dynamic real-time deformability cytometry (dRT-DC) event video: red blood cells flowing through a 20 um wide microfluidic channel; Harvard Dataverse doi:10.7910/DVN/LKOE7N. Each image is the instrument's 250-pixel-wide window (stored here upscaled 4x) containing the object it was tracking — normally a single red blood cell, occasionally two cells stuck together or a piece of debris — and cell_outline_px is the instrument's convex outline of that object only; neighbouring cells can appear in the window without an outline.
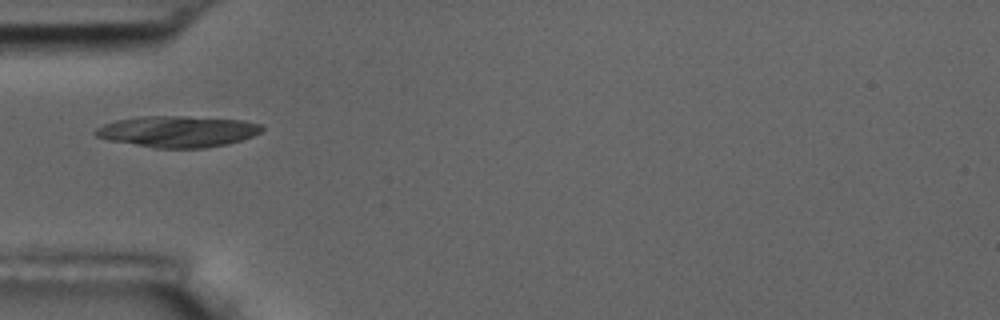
{"species": "common noctule bat (a hibernating species)", "species_latin": "Nyctalus noctula", "temperature_condition": "room temperature", "stored_images_in_passage": 10, "camera_frame_rate_fps": 3000, "um_per_image_px": 0.085, "animal": {"sex": "male", "body_mass_g": 17.5, "forearm_length_mm": 52.3}, "frame": {"image": 1, "passage_image": 5, "time_ms": 5.667, "image_size_px": [1000, 320], "cell_outline_px": [[264, 128], [260, 132], [252, 136], [228, 144], [204, 148], [156, 148], [108, 140], [96, 136], [92, 132], [96, 128], [104, 124], [116, 120], [140, 116], [184, 116], [244, 120], [260, 124]], "centroid_in_image_um": [15.08, 11.17], "position_along_channel_um": 69.9, "area_um2": 30.35}}
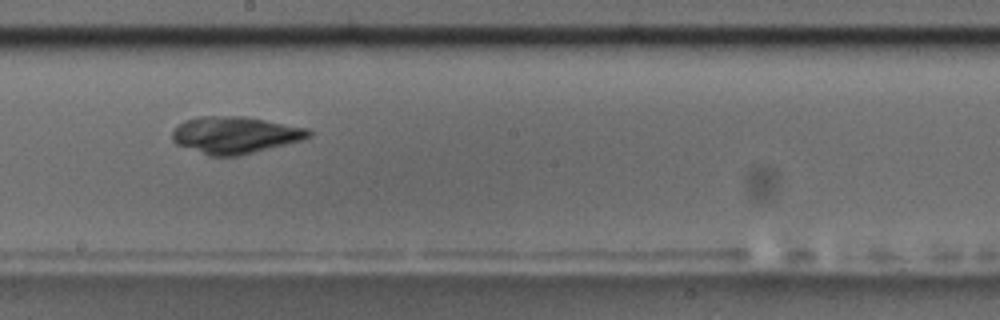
{"frame": {"image": 2, "passage_image": 9, "time_ms": 10.0, "image_size_px": [1000, 320], "cell_outline_px": [[312, 136], [300, 140], [240, 156], [208, 156], [176, 144], [172, 140], [172, 132], [184, 120], [200, 116], [244, 116], [308, 128], [312, 132]], "centroid_in_image_um": [19.96, 11.48], "position_along_channel_um": 228.2, "area_um2": 29.36}}
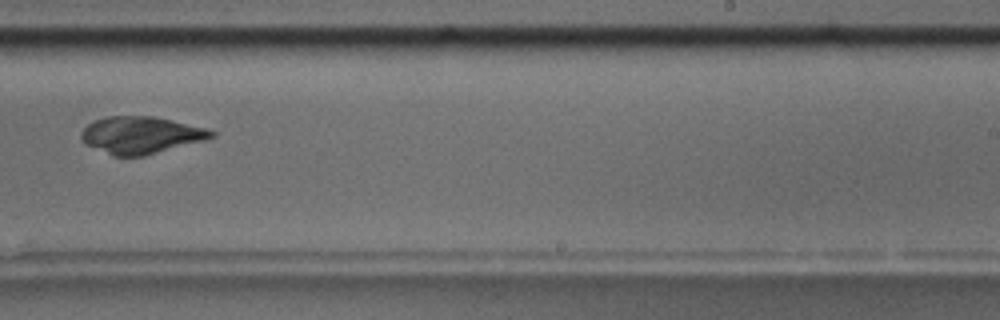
{"frame": {"image": 3, "passage_image": 10, "time_ms": 11.333, "image_size_px": [1000, 320], "cell_outline_px": [[216, 136], [204, 140], [144, 156], [112, 156], [84, 144], [80, 140], [80, 132], [92, 120], [104, 116], [152, 116], [208, 128], [216, 132]], "centroid_in_image_um": [11.93, 11.48], "position_along_channel_um": 277.1, "area_um2": 28.38}}